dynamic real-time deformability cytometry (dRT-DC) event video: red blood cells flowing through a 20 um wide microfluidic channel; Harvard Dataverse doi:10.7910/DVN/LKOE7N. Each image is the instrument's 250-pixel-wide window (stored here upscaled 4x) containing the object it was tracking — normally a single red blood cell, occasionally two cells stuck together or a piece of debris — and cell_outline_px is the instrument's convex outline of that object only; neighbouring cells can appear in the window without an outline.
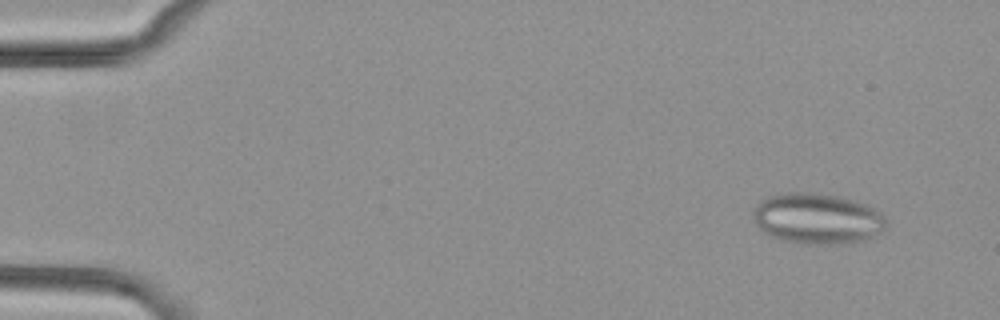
{"species": "common noctule bat (a hibernating species)", "species_latin": "Nyctalus noctula", "temperature_condition": "cold", "stored_images_in_passage": 54, "segment_of_instrument_passage": [1, 2], "camera_frame_rate_fps": 3000, "um_per_image_px": 0.085, "animal": {"sex": "female", "body_mass_g": 29.2, "forearm_length_mm": 56.3}, "frame": {"image": 1, "passage_image": 5, "time_ms": 1.333, "image_size_px": [1000, 320], "cell_outline_px": [[888, 224], [880, 232], [868, 240], [840, 244], [804, 244], [780, 240], [764, 232], [752, 220], [752, 212], [756, 204], [764, 196], [784, 192], [816, 192], [840, 196], [856, 200], [880, 212], [884, 216]], "centroid_in_image_um": [69.44, 18.57], "position_along_channel_um": 15.6, "area_um2": 40.11}}